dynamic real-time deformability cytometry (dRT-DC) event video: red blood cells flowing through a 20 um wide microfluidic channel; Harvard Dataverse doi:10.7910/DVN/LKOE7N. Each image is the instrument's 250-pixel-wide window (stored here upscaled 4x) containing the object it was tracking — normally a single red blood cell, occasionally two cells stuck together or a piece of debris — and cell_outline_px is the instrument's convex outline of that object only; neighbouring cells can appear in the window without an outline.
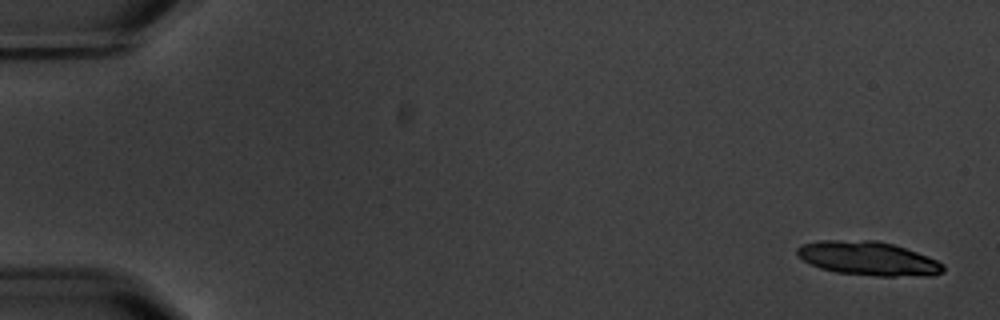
{"species": "common noctule bat (a hibernating species)", "species_latin": "Nyctalus noctula", "temperature_condition": "warm", "stored_images_in_passage": 14, "camera_frame_rate_fps": 3000, "um_per_image_px": 0.085, "animal": {"sex": "male", "body_mass_g": 20.1, "forearm_length_mm": 53.5}, "frame": {"image": 1, "passage_image": 1, "time_ms": 0.0, "image_size_px": [1000, 320], "cell_outline_px": [[944, 272], [932, 276], [876, 276], [836, 272], [820, 268], [804, 260], [796, 252], [796, 248], [804, 244], [820, 240], [876, 240], [892, 244], [916, 252], [936, 260], [944, 264]], "centroid_in_image_um": [73.82, 21.97], "position_along_channel_um": 11.2, "area_um2": 28.73}}
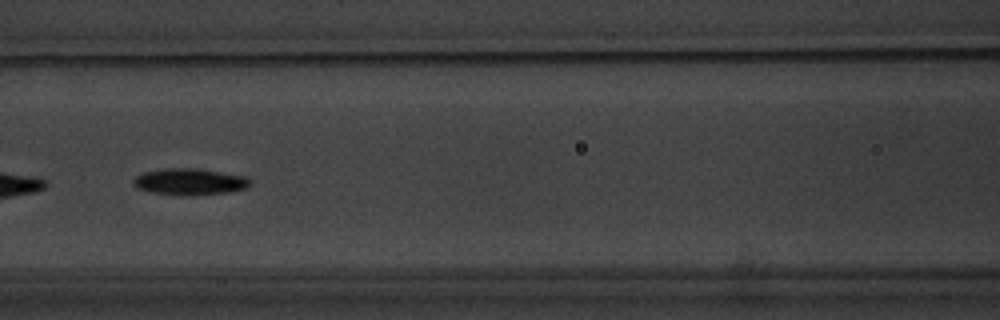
{"frame": {"image": 2, "passage_image": 7, "time_ms": 8.333, "image_size_px": [1000, 320], "cell_outline_px": [[252, 184], [248, 188], [228, 192], [192, 196], [180, 196], [152, 192], [136, 188], [132, 184], [132, 180], [136, 176], [144, 172], [168, 168], [196, 168], [244, 176]], "centroid_in_image_um": [16.1, 15.46], "position_along_channel_um": 150.5, "area_um2": 18.15}}
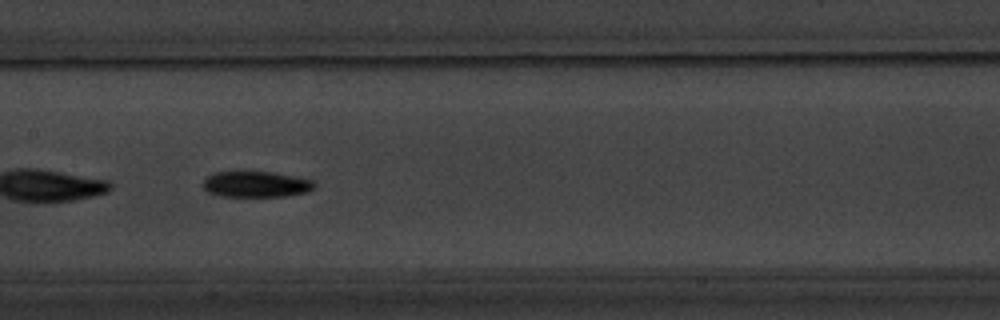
{"frame": {"image": 3, "passage_image": 8, "time_ms": 9.333, "image_size_px": [1000, 320], "cell_outline_px": [[316, 188], [308, 192], [288, 196], [220, 196], [208, 192], [200, 184], [212, 172], [244, 168], [272, 172], [296, 176], [312, 180], [316, 184]], "centroid_in_image_um": [21.73, 15.61], "position_along_channel_um": 185.7, "area_um2": 17.86}, "authors_computed_cell_mechanics": {"area_um2": 17.4845, "velocity_mm_per_s": 3.5197, "shape_relaxation_time_tau1_ms": 1.7449, "shape_relaxation_time_tau2_ms": null, "deformation_change_tau1": 0.0847, "deformation_change_tau2": null}}